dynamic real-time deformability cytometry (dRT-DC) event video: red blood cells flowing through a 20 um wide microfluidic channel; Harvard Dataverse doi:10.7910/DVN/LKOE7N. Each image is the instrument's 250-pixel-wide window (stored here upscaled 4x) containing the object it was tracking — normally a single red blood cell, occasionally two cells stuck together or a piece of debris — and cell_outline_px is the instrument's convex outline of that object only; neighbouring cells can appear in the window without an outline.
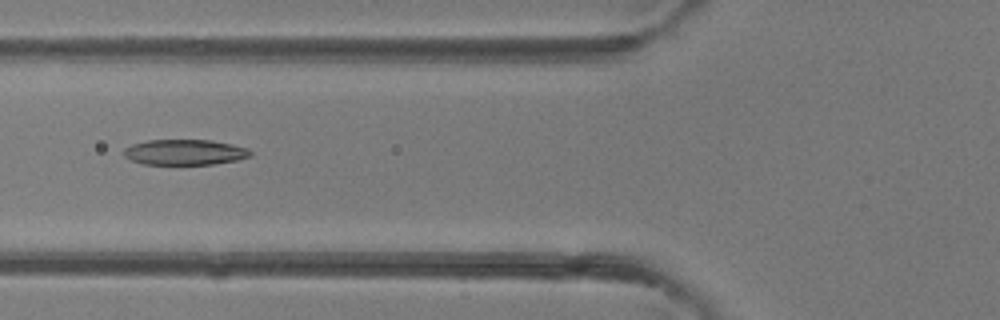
{"species": "common noctule bat (a hibernating species)", "species_latin": "Nyctalus noctula", "temperature_condition": "room temperature", "stored_images_in_passage": 4, "camera_frame_rate_fps": 3000, "um_per_image_px": 0.085, "animal": {"sex": "female"}, "frame": {"image": 1, "passage_image": 4, "time_ms": 3.333, "image_size_px": [1000, 320], "cell_outline_px": [[252, 156], [236, 160], [212, 164], [144, 164], [132, 160], [124, 156], [124, 148], [132, 144], [148, 140], [212, 140], [248, 148], [252, 152]], "centroid_in_image_um": [15.71, 12.93], "position_along_channel_um": 110.1, "area_um2": 18.73}}